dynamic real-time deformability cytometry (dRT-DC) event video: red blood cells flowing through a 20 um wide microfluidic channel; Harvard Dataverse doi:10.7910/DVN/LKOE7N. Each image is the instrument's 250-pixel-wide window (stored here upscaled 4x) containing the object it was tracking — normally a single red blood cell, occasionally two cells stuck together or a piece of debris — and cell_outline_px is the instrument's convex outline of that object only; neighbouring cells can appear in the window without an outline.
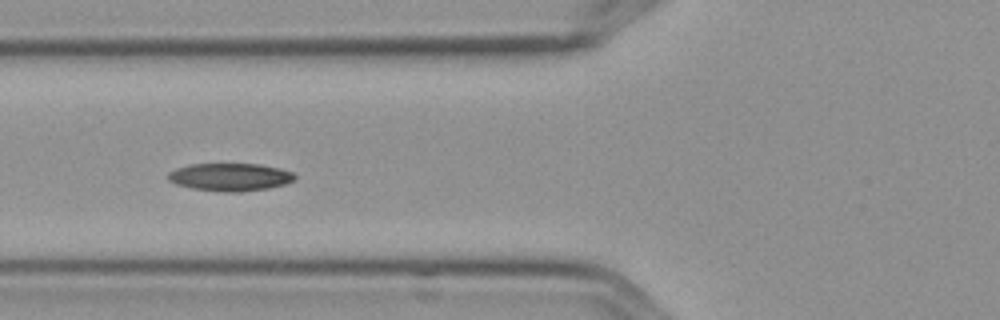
{"species": "Egyptian fruit bat (a non-hibernating species)", "species_latin": "Rousettus aegyptiacus", "temperature_condition": "cold", "stored_images_in_passage": 9, "camera_frame_rate_fps": 3000, "um_per_image_px": 0.085, "frame": {"image": 1, "passage_image": 6, "time_ms": 1.667, "image_size_px": [1000, 320], "cell_outline_px": [[296, 180], [284, 184], [268, 188], [240, 192], [224, 192], [192, 188], [176, 184], [168, 180], [168, 172], [176, 168], [192, 164], [260, 164], [280, 168], [292, 172], [296, 176]], "centroid_in_image_um": [19.57, 15.05], "position_along_channel_um": 106.2, "area_um2": 20.52}}
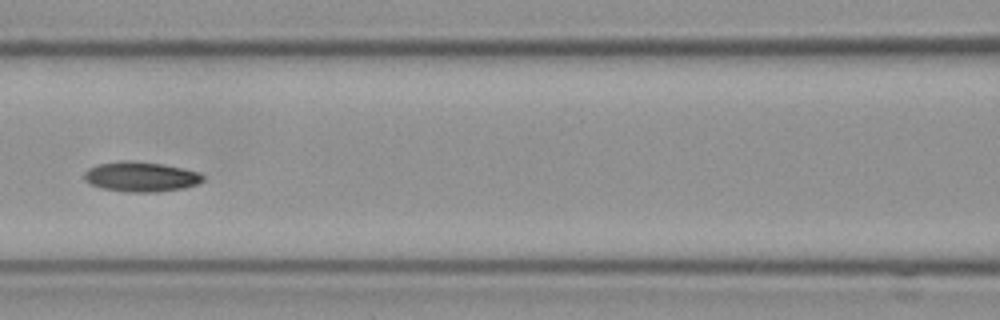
{"frame": {"image": 2, "passage_image": 7, "time_ms": 2.0, "image_size_px": [1000, 320], "cell_outline_px": [[204, 180], [200, 184], [184, 188], [160, 192], [124, 192], [104, 188], [92, 184], [84, 180], [84, 172], [88, 168], [100, 164], [120, 160], [128, 160], [164, 164], [200, 172], [204, 176]], "centroid_in_image_um": [12.02, 15.02], "position_along_channel_um": 154.6, "area_um2": 20.92}}
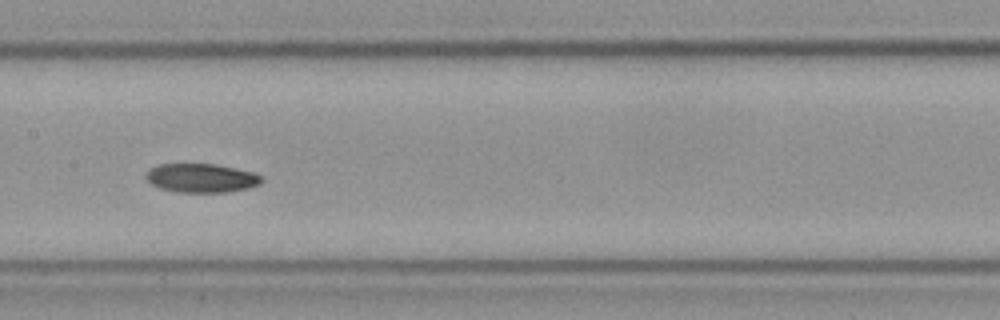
{"frame": {"image": 3, "passage_image": 8, "time_ms": 2.333, "image_size_px": [1000, 320], "cell_outline_px": [[264, 180], [260, 184], [248, 188], [228, 192], [176, 192], [160, 188], [152, 184], [144, 176], [152, 168], [160, 164], [216, 164], [252, 172], [260, 176]], "centroid_in_image_um": [17.13, 15.14], "position_along_channel_um": 190.3, "area_um2": 19.31}}